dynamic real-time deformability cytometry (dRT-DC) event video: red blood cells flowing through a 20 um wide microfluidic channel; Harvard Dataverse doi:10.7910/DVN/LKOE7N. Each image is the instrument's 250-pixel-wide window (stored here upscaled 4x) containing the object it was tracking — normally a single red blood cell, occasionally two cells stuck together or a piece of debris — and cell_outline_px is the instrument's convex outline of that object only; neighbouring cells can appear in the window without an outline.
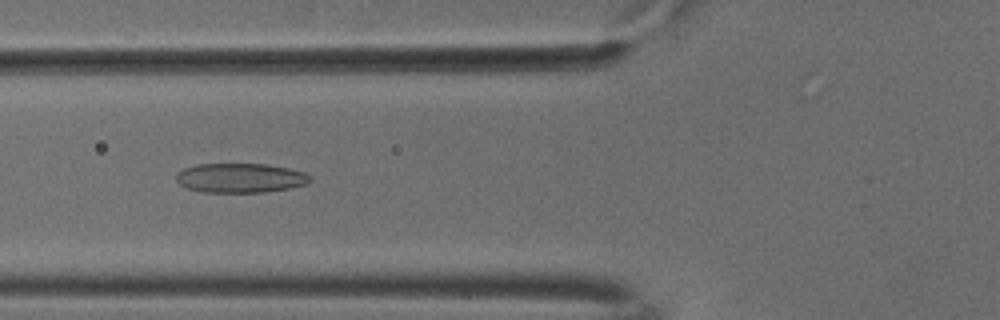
{"species": "common noctule bat (a hibernating species)", "species_latin": "Nyctalus noctula", "temperature_condition": "cold", "stored_images_in_passage": 48, "camera_frame_rate_fps": 3000, "um_per_image_px": 0.085, "animal": {"sex": "male", "body_mass_g": 18.8}, "frame": {"image": 1, "passage_image": 15, "time_ms": 4.667, "image_size_px": [1000, 320], "cell_outline_px": [[312, 180], [308, 184], [292, 188], [264, 192], [204, 192], [188, 188], [180, 184], [176, 180], [176, 172], [184, 168], [196, 164], [264, 164], [288, 168], [304, 172], [312, 176]], "centroid_in_image_um": [20.46, 15.12], "position_along_channel_um": 105.3, "area_um2": 23.12}}
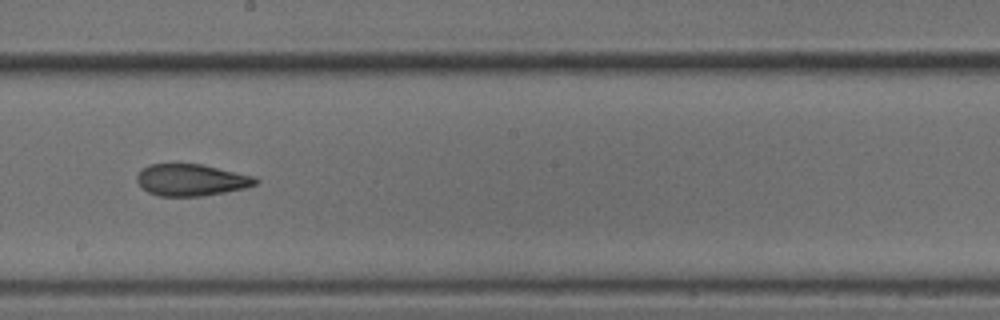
{"frame": {"image": 2, "passage_image": 25, "time_ms": 8.0, "image_size_px": [1000, 320], "cell_outline_px": [[260, 180], [256, 184], [248, 188], [204, 196], [156, 196], [148, 192], [136, 180], [136, 176], [148, 164], [204, 164], [256, 176]], "centroid_in_image_um": [16.33, 15.3], "position_along_channel_um": 231.9, "area_um2": 22.25}}
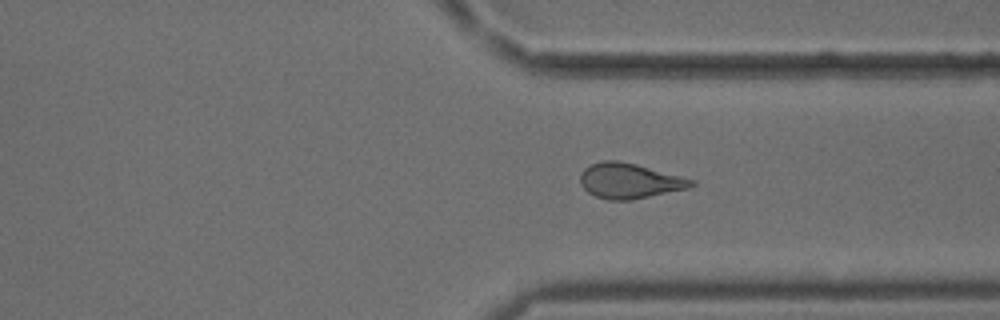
{"frame": {"image": 3, "passage_image": 35, "time_ms": 11.333, "image_size_px": [1000, 320], "cell_outline_px": [[696, 184], [688, 188], [628, 200], [608, 200], [596, 196], [588, 192], [580, 184], [580, 176], [584, 168], [592, 164], [604, 160], [616, 160], [636, 164], [680, 176], [692, 180]], "centroid_in_image_um": [53.46, 15.37], "position_along_channel_um": 357.9, "area_um2": 22.37}, "authors_computed_cell_mechanics": {"area_um2": 22.4842, "velocity_mm_per_s": 3.7785, "shape_relaxation_time_tau1_ms": null, "shape_relaxation_time_tau2_ms": 2.8365, "deformation_change_tau1": null, "deformation_change_tau2": 0.1118}}